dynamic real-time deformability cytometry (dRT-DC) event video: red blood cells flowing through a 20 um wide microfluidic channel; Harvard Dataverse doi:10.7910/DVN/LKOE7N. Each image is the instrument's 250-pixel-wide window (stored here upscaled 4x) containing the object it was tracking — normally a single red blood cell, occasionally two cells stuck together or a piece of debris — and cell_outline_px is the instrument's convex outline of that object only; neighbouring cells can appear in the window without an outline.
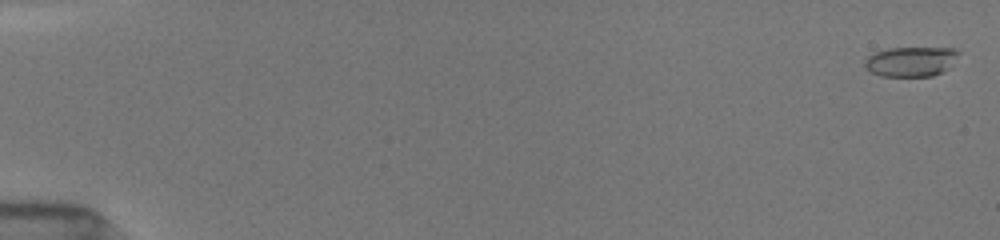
{"species": "common noctule bat (a hibernating species)", "species_latin": "Nyctalus noctula", "temperature_condition": "room temperature", "stored_images_in_passage": 73, "camera_frame_rate_fps": 3000, "um_per_image_px": 0.085, "animal": {"sex": "female", "body_mass_g": 19.5, "forearm_length_mm": 54.1}, "frame": {"image": 1, "passage_image": 2, "time_ms": 0.333, "image_size_px": [1000, 240], "cell_outline_px": [[960, 52], [944, 72], [932, 76], [880, 76], [872, 72], [864, 64], [864, 60], [868, 56], [876, 52], [888, 48], [956, 48]], "centroid_in_image_um": [77.43, 5.23], "position_along_channel_um": 7.6, "area_um2": 16.18}}
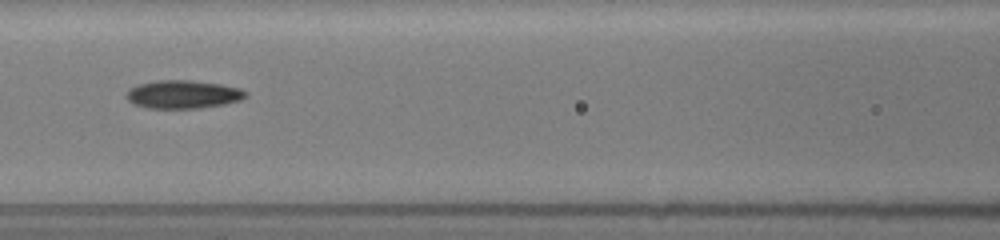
{"frame": {"image": 2, "passage_image": 30, "time_ms": 8.333, "image_size_px": [1000, 240], "cell_outline_px": [[248, 96], [240, 100], [224, 104], [200, 108], [148, 108], [132, 104], [124, 96], [128, 88], [140, 84], [156, 80], [192, 80], [220, 84], [240, 88], [248, 92]], "centroid_in_image_um": [15.54, 8.02], "position_along_channel_um": 151.1, "area_um2": 19.83}}
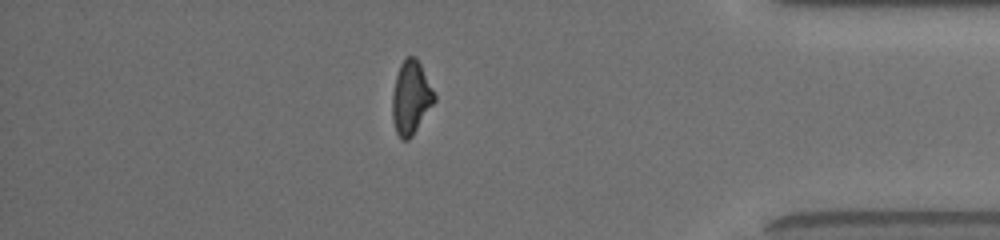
{"frame": {"image": 3, "passage_image": 65, "time_ms": 15.333, "image_size_px": [1000, 240], "cell_outline_px": [[436, 100], [412, 136], [408, 140], [400, 140], [396, 132], [392, 120], [392, 96], [396, 76], [400, 64], [408, 56], [416, 56], [436, 96]], "centroid_in_image_um": [34.92, 8.33], "position_along_channel_um": 400.3, "area_um2": 17.92}}